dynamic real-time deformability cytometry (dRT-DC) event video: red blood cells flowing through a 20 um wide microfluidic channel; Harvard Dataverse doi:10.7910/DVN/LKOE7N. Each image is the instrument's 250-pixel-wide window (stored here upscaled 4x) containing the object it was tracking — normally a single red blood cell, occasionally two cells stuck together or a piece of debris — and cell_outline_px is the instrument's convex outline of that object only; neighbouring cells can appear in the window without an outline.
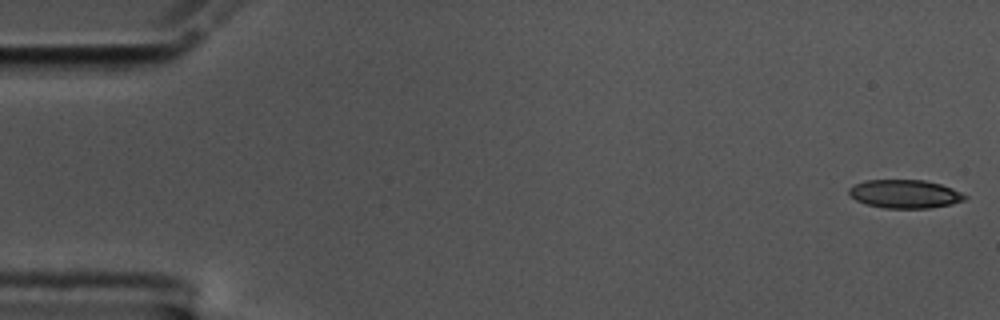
{"species": "common noctule bat (a hibernating species)", "species_latin": "Nyctalus noctula", "temperature_condition": "cold", "stored_images_in_passage": 54, "camera_frame_rate_fps": 3000, "um_per_image_px": 0.085, "animal": {"sex": "male", "body_mass_g": 17.5, "forearm_length_mm": 52.3}, "frame": {"image": 1, "passage_image": 1, "time_ms": 0.0, "image_size_px": [1000, 320], "cell_outline_px": [[968, 196], [964, 200], [952, 204], [928, 208], [884, 208], [868, 204], [856, 200], [848, 192], [848, 188], [864, 180], [924, 180], [940, 184], [952, 188]], "centroid_in_image_um": [76.92, 16.48], "position_along_channel_um": 8.1, "area_um2": 19.07}}
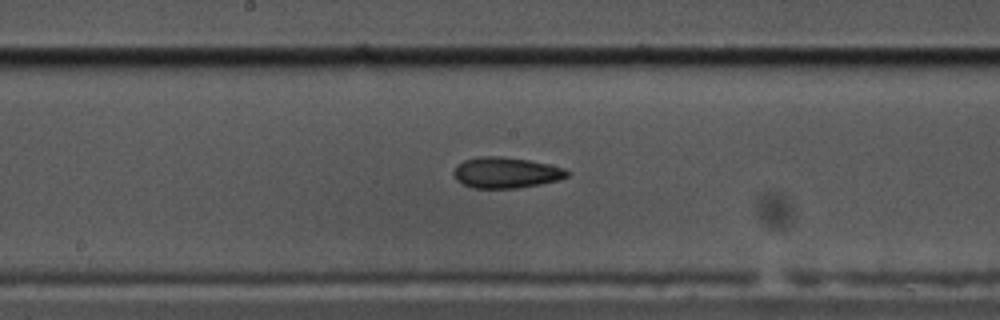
{"frame": {"image": 2, "passage_image": 29, "time_ms": 9.333, "image_size_px": [1000, 320], "cell_outline_px": [[572, 172], [568, 176], [560, 180], [540, 184], [516, 188], [472, 188], [456, 180], [452, 172], [456, 164], [464, 160], [480, 156], [500, 156], [528, 160], [568, 168]], "centroid_in_image_um": [43.03, 14.67], "position_along_channel_um": 205.2, "area_um2": 20.69}}
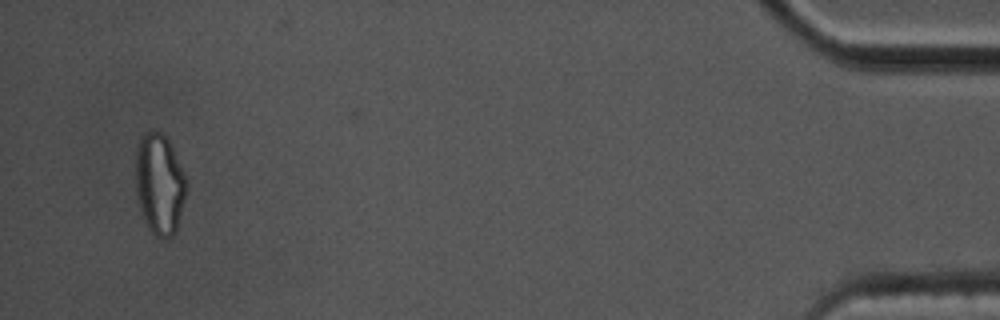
{"frame": {"image": 3, "passage_image": 54, "time_ms": 17.667, "image_size_px": [1000, 320], "cell_outline_px": [[188, 188], [176, 232], [172, 236], [164, 240], [160, 240], [148, 228], [144, 220], [140, 208], [136, 192], [136, 148], [144, 132], [148, 128], [156, 128], [164, 132], [184, 172], [188, 184]], "centroid_in_image_um": [13.57, 15.62], "position_along_channel_um": 421.6, "area_um2": 30.52}, "authors_computed_cell_mechanics": {"area_um2": 20.3167, "velocity_mm_per_s": 3.5637, "shape_relaxation_time_tau1_ms": null, "shape_relaxation_time_tau2_ms": 4.2281, "deformation_change_tau1": null, "deformation_change_tau2": 0.1205}}